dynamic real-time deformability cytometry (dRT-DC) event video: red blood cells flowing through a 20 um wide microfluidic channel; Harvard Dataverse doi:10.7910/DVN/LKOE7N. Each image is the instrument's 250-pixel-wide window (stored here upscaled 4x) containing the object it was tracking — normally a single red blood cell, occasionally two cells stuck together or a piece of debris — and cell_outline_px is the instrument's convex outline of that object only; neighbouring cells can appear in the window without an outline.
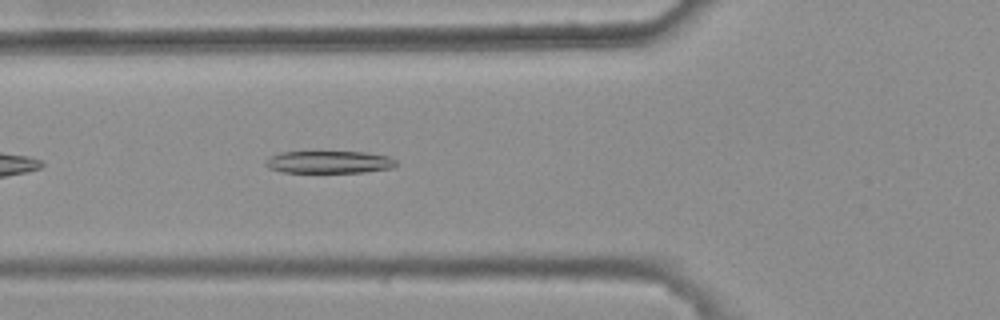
{"species": "common noctule bat (a hibernating species)", "species_latin": "Nyctalus noctula", "temperature_condition": "warm", "stored_images_in_passage": 4, "camera_frame_rate_fps": 3000, "um_per_image_px": 0.085, "animal": {"sex": "female", "body_mass_g": 25.1}, "frame": {"image": 1, "passage_image": 4, "time_ms": 1.0, "image_size_px": [1000, 320], "cell_outline_px": [[396, 164], [392, 168], [364, 172], [280, 172], [268, 168], [264, 164], [272, 156], [280, 152], [364, 152], [388, 156], [396, 160]], "centroid_in_image_um": [27.98, 13.78], "position_along_channel_um": 97.8, "area_um2": 16.88}}